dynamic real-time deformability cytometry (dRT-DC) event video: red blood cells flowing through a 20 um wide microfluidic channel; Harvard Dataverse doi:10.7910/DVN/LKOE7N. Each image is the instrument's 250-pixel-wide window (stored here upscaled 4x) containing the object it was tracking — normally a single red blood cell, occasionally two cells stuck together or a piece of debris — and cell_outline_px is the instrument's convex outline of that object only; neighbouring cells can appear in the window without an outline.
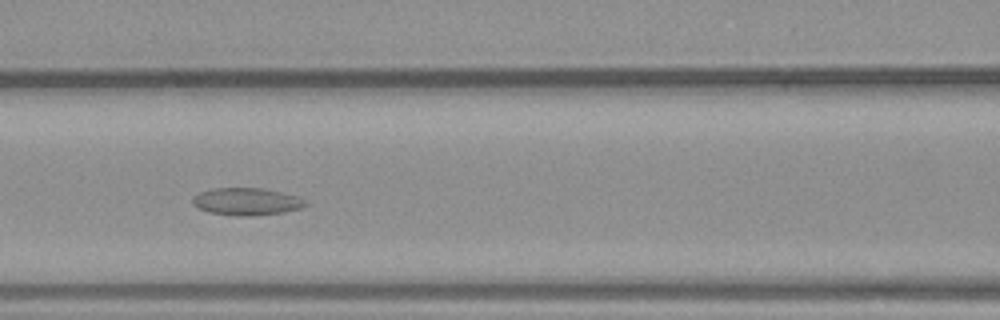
{"species": "common noctule bat (a hibernating species)", "species_latin": "Nyctalus noctula", "temperature_condition": "warm", "stored_images_in_passage": 41, "camera_frame_rate_fps": 3000, "um_per_image_px": 0.085, "animal": {"sex": "male", "body_mass_g": 23.1, "forearm_length_mm": 52.7}, "frame": {"image": 1, "passage_image": 16, "time_ms": 5.0, "image_size_px": [1000, 320], "cell_outline_px": [[308, 204], [300, 208], [284, 212], [256, 216], [236, 216], [208, 212], [192, 204], [192, 196], [200, 192], [212, 188], [264, 188], [300, 196], [308, 200]], "centroid_in_image_um": [21.0, 17.13], "position_along_channel_um": 145.6, "area_um2": 18.32}}
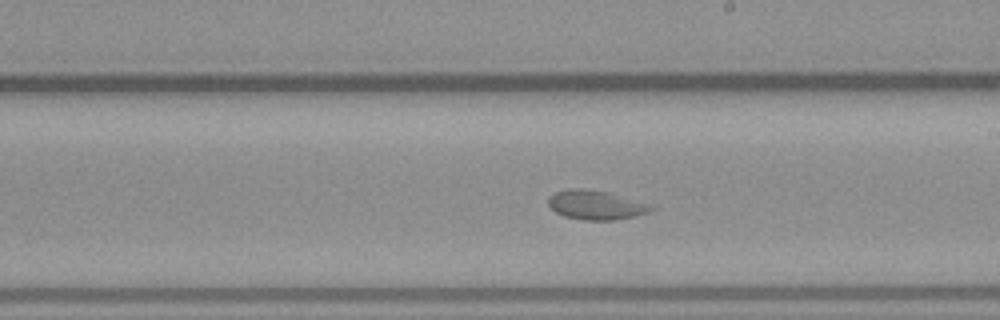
{"frame": {"image": 2, "passage_image": 22, "time_ms": 7.0, "image_size_px": [1000, 320], "cell_outline_px": [[656, 208], [648, 212], [636, 216], [616, 220], [584, 220], [564, 216], [556, 212], [548, 204], [548, 196], [556, 192], [568, 188], [584, 188], [608, 192], [656, 204]], "centroid_in_image_um": [50.72, 17.41], "position_along_channel_um": 238.3, "area_um2": 17.92}}
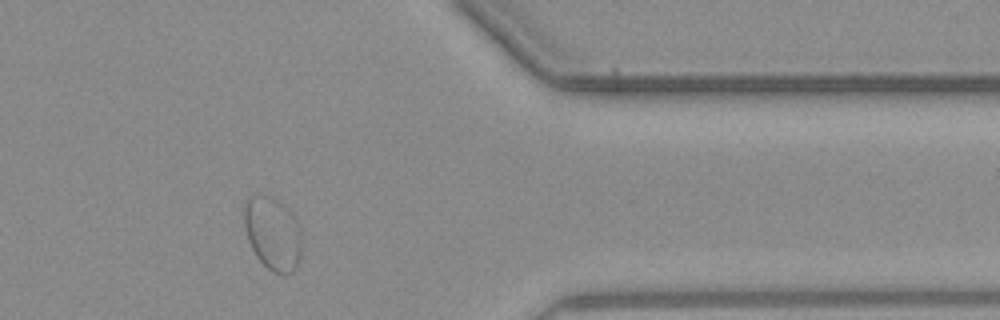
{"frame": {"image": 3, "passage_image": 33, "time_ms": 10.667, "image_size_px": [1000, 320], "cell_outline_px": [[300, 256], [296, 268], [292, 272], [272, 272], [256, 256], [248, 240], [244, 224], [244, 204], [248, 196], [256, 192], [272, 196], [280, 200], [288, 208], [296, 220], [300, 228]], "centroid_in_image_um": [23.15, 19.76], "position_along_channel_um": 388.2, "area_um2": 24.74}}